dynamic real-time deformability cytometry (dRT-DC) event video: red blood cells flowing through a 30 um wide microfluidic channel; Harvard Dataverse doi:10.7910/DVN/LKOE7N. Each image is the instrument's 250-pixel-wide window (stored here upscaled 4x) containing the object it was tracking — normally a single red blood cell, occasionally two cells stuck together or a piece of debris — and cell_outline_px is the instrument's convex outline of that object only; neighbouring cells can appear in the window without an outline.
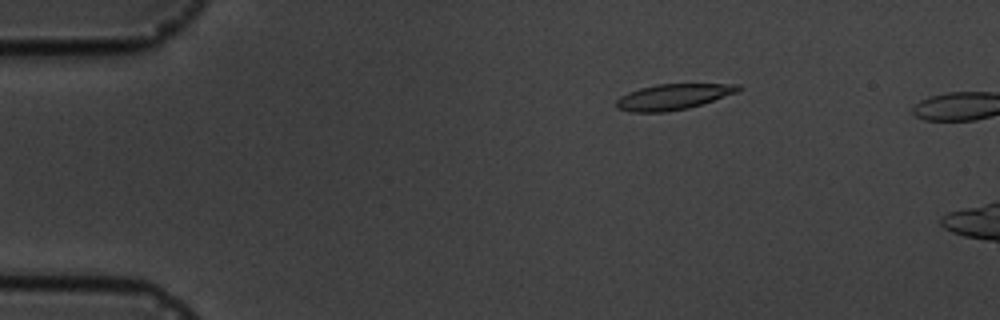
{"species": "common noctule bat (a hibernating species)", "species_latin": "Nyctalus noctula", "temperature_condition": "cold", "stored_images_in_passage": 3, "camera_frame_rate_fps": 3000, "um_per_image_px": 0.085, "animal": {"sex": "male", "body_mass_g": 19.5, "forearm_length_mm": 54.6}, "frame": {"image": 1, "passage_image": 2, "time_ms": 2.0, "image_size_px": [1000, 320], "cell_outline_px": [[744, 88], [736, 92], [704, 104], [688, 108], [664, 112], [632, 112], [616, 108], [616, 100], [620, 96], [628, 92], [640, 88], [656, 84], [740, 84]], "centroid_in_image_um": [57.22, 8.23], "position_along_channel_um": 27.8, "area_um2": 18.32}}